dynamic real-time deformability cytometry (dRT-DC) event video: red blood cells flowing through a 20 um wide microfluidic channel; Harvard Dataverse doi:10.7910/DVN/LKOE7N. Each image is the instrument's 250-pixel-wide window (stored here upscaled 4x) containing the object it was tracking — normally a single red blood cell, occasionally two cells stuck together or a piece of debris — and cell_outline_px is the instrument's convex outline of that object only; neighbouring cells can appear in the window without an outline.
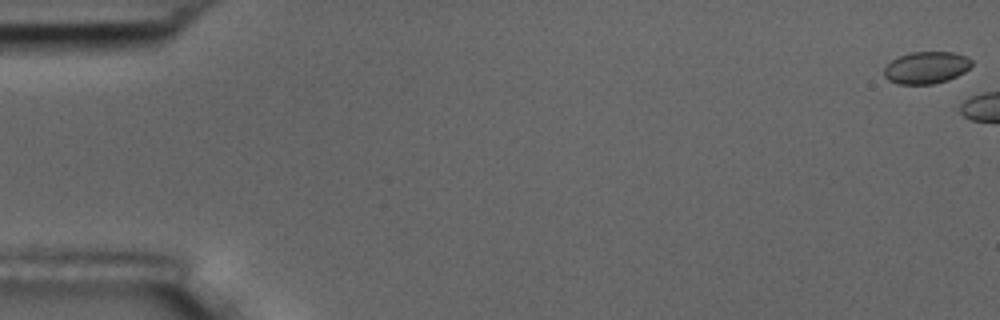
{"species": "common noctule bat (a hibernating species)", "species_latin": "Nyctalus noctula", "temperature_condition": "room temperature", "stored_images_in_passage": 3, "camera_frame_rate_fps": 3000, "um_per_image_px": 0.085, "animal": {"sex": "male", "body_mass_g": 17.5, "forearm_length_mm": 52.3}, "frame": {"image": 1, "passage_image": 1, "time_ms": 0.0, "image_size_px": [1000, 320], "cell_outline_px": [[972, 64], [964, 72], [948, 80], [932, 84], [900, 84], [888, 80], [884, 76], [884, 68], [892, 60], [900, 56], [912, 52], [952, 52], [968, 56], [972, 60]], "centroid_in_image_um": [78.74, 5.74], "position_along_channel_um": 6.3, "area_um2": 16.3}}